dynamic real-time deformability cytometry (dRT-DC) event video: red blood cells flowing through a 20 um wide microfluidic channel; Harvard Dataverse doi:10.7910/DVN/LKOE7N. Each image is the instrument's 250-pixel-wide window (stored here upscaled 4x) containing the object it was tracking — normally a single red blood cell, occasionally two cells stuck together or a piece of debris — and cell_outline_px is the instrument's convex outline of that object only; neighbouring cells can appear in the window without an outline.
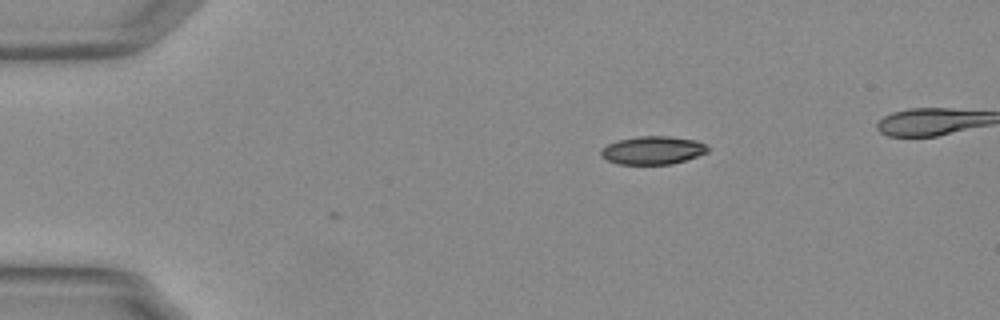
{"species": "Egyptian fruit bat (a non-hibernating species)", "species_latin": "Rousettus aegyptiacus", "temperature_condition": "warm", "stored_images_in_passage": 34, "camera_frame_rate_fps": 3000, "um_per_image_px": 0.085, "animal": {"sex": "female"}, "frame": {"image": 1, "passage_image": 1, "time_ms": 0.0, "image_size_px": [1000, 320], "cell_outline_px": [[708, 152], [672, 164], [616, 164], [600, 156], [600, 152], [608, 144], [620, 140], [640, 136], [668, 136], [696, 140], [704, 144], [708, 148]], "centroid_in_image_um": [55.47, 12.78], "position_along_channel_um": 29.5, "area_um2": 17.28}}
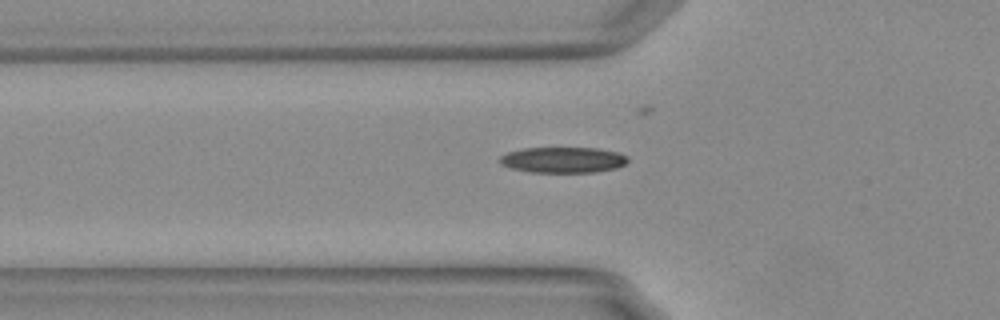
{"frame": {"image": 2, "passage_image": 10, "time_ms": 3.0, "image_size_px": [1000, 320], "cell_outline_px": [[628, 160], [624, 164], [616, 168], [596, 172], [528, 172], [512, 168], [500, 164], [496, 160], [500, 156], [508, 152], [520, 148], [596, 148], [616, 152], [628, 156]], "centroid_in_image_um": [47.81, 13.59], "position_along_channel_um": 78.0, "area_um2": 19.31}, "authors_computed_cell_mechanics": {"area_um2": 18.9006, "velocity_mm_per_s": 3.7722, "shape_relaxation_time_tau1_ms": 4.0562, "shape_relaxation_time_tau2_ms": null, "deformation_change_tau1": 0.1518, "deformation_change_tau2": null}}